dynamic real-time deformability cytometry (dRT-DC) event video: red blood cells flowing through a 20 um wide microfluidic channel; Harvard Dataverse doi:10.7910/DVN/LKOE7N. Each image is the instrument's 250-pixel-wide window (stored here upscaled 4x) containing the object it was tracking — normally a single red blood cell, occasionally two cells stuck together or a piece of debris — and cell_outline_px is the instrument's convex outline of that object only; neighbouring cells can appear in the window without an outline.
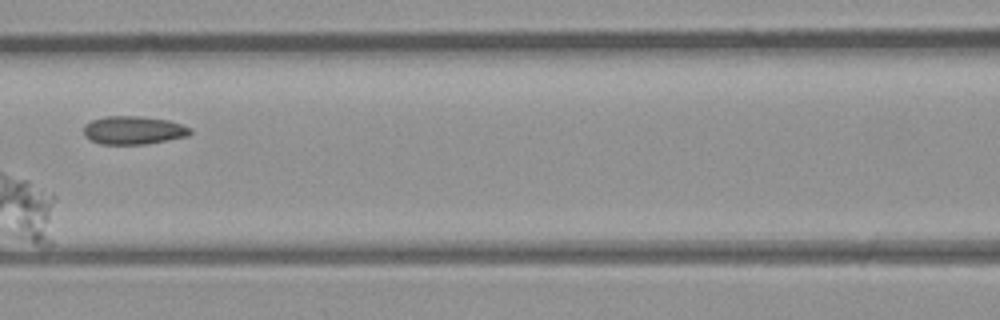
{"species": "common noctule bat (a hibernating species)", "species_latin": "Nyctalus noctula", "temperature_condition": "room temperature", "stored_images_in_passage": 9, "camera_frame_rate_fps": 3000, "um_per_image_px": 0.085, "animal": {"sex": "male", "body_mass_g": 23.1, "forearm_length_mm": 52.7}, "frame": {"image": 1, "passage_image": 8, "time_ms": 2.333, "image_size_px": [1000, 320], "cell_outline_px": [[192, 132], [188, 136], [148, 144], [100, 144], [84, 136], [84, 124], [92, 120], [104, 116], [140, 116], [168, 120], [192, 128]], "centroid_in_image_um": [11.35, 11.07], "position_along_channel_um": 155.3, "area_um2": 17.63}}